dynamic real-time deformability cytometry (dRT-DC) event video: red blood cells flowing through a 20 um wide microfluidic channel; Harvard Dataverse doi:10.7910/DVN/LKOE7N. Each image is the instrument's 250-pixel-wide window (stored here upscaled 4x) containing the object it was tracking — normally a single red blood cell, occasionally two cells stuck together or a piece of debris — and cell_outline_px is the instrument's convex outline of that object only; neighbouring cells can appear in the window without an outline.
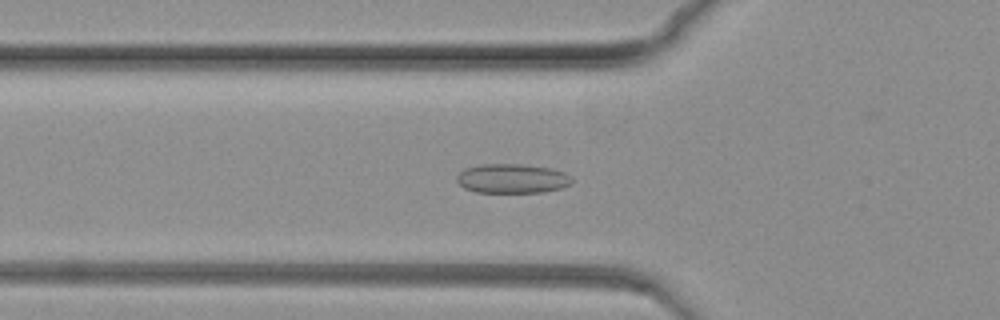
{"species": "common noctule bat (a hibernating species)", "species_latin": "Nyctalus noctula", "temperature_condition": "warm", "stored_images_in_passage": 83, "camera_frame_rate_fps": 3000, "um_per_image_px": 0.085, "animal": {"sex": "female", "body_mass_g": 19.3, "forearm_length_mm": 54.1}, "frame": {"image": 1, "passage_image": 29, "time_ms": 9.333, "image_size_px": [1000, 320], "cell_outline_px": [[572, 184], [560, 188], [544, 192], [476, 192], [464, 188], [456, 180], [456, 176], [464, 168], [480, 164], [520, 164], [552, 168], [564, 172], [572, 176]], "centroid_in_image_um": [43.54, 15.17], "position_along_channel_um": 82.3, "area_um2": 19.83}}
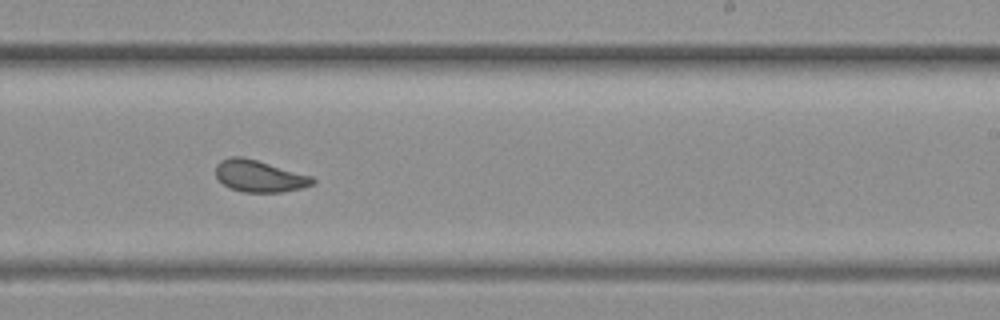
{"frame": {"image": 2, "passage_image": 51, "time_ms": 16.667, "image_size_px": [1000, 320], "cell_outline_px": [[316, 180], [312, 184], [300, 188], [280, 192], [244, 192], [228, 188], [216, 176], [216, 164], [220, 160], [228, 156], [244, 156], [312, 176]], "centroid_in_image_um": [22.0, 14.95], "position_along_channel_um": 267.0, "area_um2": 17.98}}
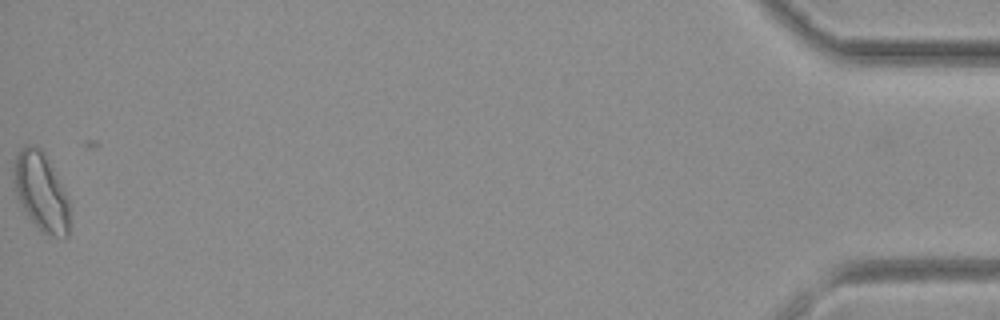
{"frame": {"image": 3, "passage_image": 83, "time_ms": 27.333, "image_size_px": [1000, 320], "cell_outline_px": [[68, 236], [64, 240], [40, 232], [28, 216], [16, 192], [12, 168], [16, 156], [28, 144], [32, 144], [40, 148], [44, 152], [68, 200]], "centroid_in_image_um": [3.48, 16.34], "position_along_channel_um": 431.7, "area_um2": 24.97}}